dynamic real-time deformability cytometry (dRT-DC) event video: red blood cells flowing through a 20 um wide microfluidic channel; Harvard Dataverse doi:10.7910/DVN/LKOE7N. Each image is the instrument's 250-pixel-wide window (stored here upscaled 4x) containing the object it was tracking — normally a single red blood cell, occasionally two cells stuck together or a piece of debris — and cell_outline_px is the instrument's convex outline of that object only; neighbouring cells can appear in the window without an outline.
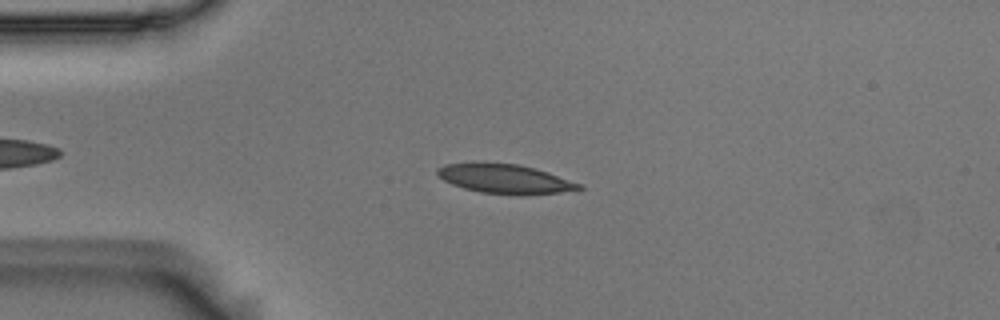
{"species": "Egyptian fruit bat (a non-hibernating species)", "species_latin": "Rousettus aegyptiacus", "temperature_condition": "room temperature", "stored_images_in_passage": 47, "camera_frame_rate_fps": 3000, "um_per_image_px": 0.085, "animal": {"sex": "male"}, "frame": {"image": 1, "passage_image": 6, "time_ms": 1.667, "image_size_px": [1000, 320], "cell_outline_px": [[584, 188], [580, 192], [524, 196], [520, 196], [480, 192], [464, 188], [452, 184], [444, 180], [436, 172], [436, 168], [444, 164], [472, 160], [476, 160], [516, 164], [548, 172], [580, 184]], "centroid_in_image_um": [42.94, 15.2], "position_along_channel_um": 42.1, "area_um2": 25.32}}
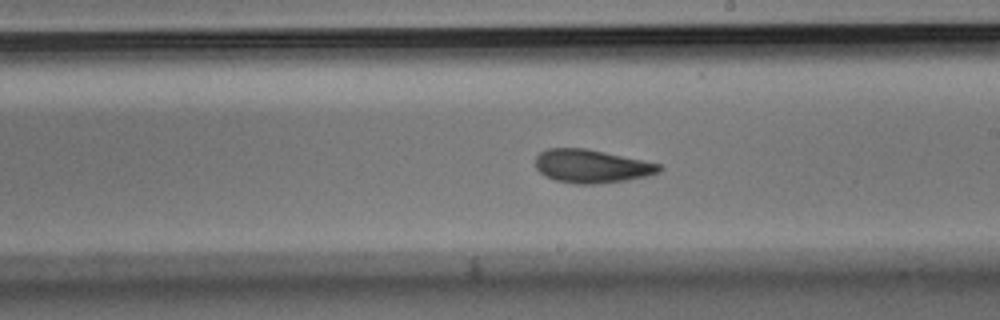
{"frame": {"image": 2, "passage_image": 24, "time_ms": 7.667, "image_size_px": [1000, 320], "cell_outline_px": [[664, 168], [660, 172], [648, 176], [628, 180], [596, 184], [576, 184], [556, 180], [544, 176], [536, 168], [536, 156], [540, 152], [548, 148], [584, 148], [644, 160], [660, 164]], "centroid_in_image_um": [50.31, 14.13], "position_along_channel_um": 238.7, "area_um2": 24.16}}
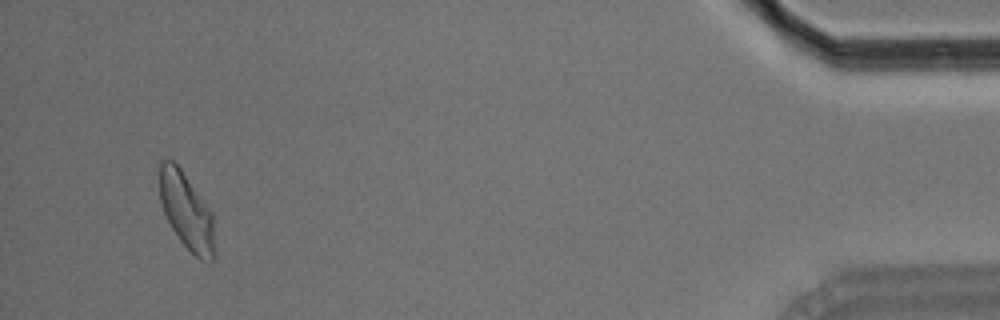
{"frame": {"image": 3, "passage_image": 45, "time_ms": 14.667, "image_size_px": [1000, 320], "cell_outline_px": [[216, 256], [212, 260], [200, 260], [180, 240], [172, 228], [164, 212], [160, 200], [160, 160], [172, 160], [180, 168], [212, 212]], "centroid_in_image_um": [15.88, 17.97], "position_along_channel_um": 419.3, "area_um2": 24.28}, "authors_computed_cell_mechanics": {"area_um2": 24.1604, "velocity_mm_per_s": 3.647, "shape_relaxation_time_tau1_ms": 4.4893, "shape_relaxation_time_tau2_ms": 1.8773, "deformation_change_tau1": 0.1356, "deformation_change_tau2": 0.0744}}